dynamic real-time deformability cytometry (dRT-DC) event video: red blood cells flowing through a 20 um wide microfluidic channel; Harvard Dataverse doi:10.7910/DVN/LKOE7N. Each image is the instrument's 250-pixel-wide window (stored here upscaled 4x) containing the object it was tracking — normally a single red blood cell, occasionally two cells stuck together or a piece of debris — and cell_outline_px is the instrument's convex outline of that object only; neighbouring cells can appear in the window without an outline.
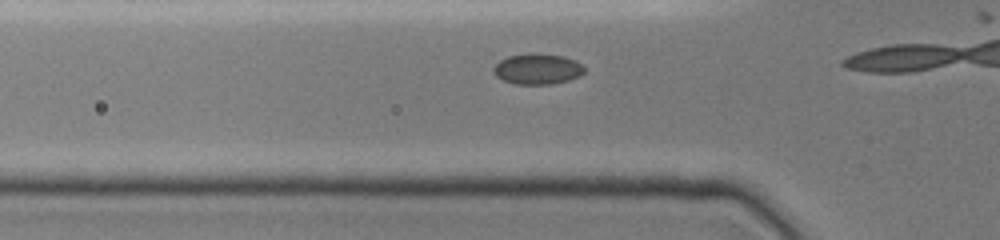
{"species": "common noctule bat (a hibernating species)", "species_latin": "Nyctalus noctula", "temperature_condition": "cold", "stored_images_in_passage": 9, "camera_frame_rate_fps": 3000, "um_per_image_px": 0.085, "animal": {"sex": "female", "body_mass_g": 19.0, "forearm_length_mm": 51.5}, "frame": {"image": 1, "passage_image": 7, "time_ms": 1.667, "image_size_px": [1000, 240], "cell_outline_px": [[584, 72], [580, 76], [568, 80], [552, 84], [516, 84], [504, 80], [496, 76], [492, 68], [500, 60], [508, 56], [532, 52], [536, 52], [564, 56], [580, 64], [584, 68]], "centroid_in_image_um": [45.67, 5.85], "position_along_channel_um": 80.1, "area_um2": 16.24}}